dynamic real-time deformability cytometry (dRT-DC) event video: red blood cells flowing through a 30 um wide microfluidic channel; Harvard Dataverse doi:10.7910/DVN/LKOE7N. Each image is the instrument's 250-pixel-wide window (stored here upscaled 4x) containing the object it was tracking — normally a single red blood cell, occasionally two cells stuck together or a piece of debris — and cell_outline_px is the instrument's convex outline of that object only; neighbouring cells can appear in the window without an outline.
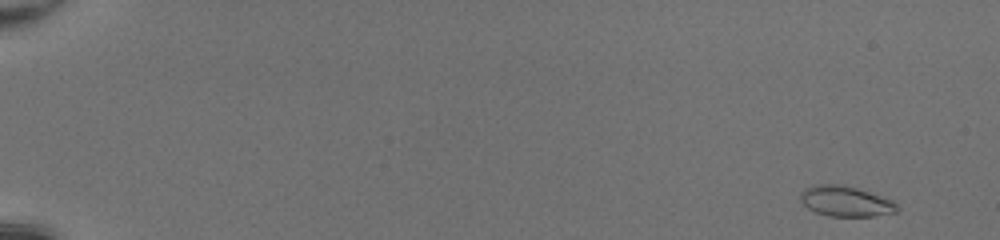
{"species": "common noctule bat (a hibernating species)", "species_latin": "Nyctalus noctula", "temperature_condition": "room temperature", "stored_images_in_passage": 49, "camera_frame_rate_fps": 3000, "um_per_image_px": 0.085, "animal": {"sex": "female", "body_mass_g": 20.0, "forearm_length_mm": 54.0}, "frame": {"image": 1, "passage_image": 1, "time_ms": 0.0, "image_size_px": [1000, 240], "cell_outline_px": [[900, 208], [896, 212], [872, 216], [828, 216], [816, 212], [808, 208], [800, 200], [800, 192], [804, 188], [812, 184], [844, 184], [892, 200]], "centroid_in_image_um": [71.84, 17.1], "position_along_channel_um": 13.2, "area_um2": 17.17}}
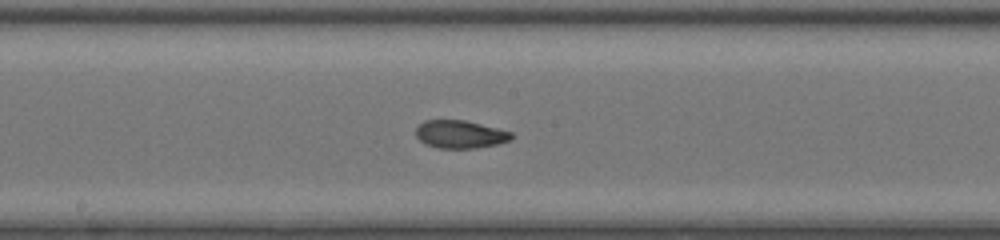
{"frame": {"image": 2, "passage_image": 28, "time_ms": 9.0, "image_size_px": [1000, 240], "cell_outline_px": [[512, 140], [496, 144], [476, 148], [440, 148], [424, 144], [416, 136], [416, 128], [424, 120], [464, 120], [512, 132]], "centroid_in_image_um": [39.09, 11.42], "position_along_channel_um": 209.1, "area_um2": 15.43}}
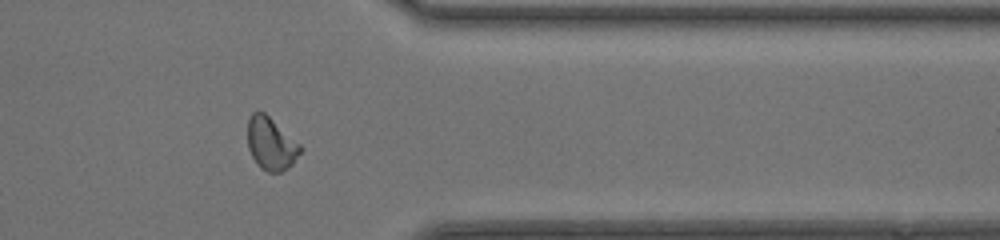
{"frame": {"image": 3, "passage_image": 41, "time_ms": 13.333, "image_size_px": [1000, 240], "cell_outline_px": [[300, 152], [292, 164], [288, 168], [280, 172], [268, 172], [260, 168], [256, 164], [248, 148], [248, 120], [252, 112], [264, 112], [300, 144]], "centroid_in_image_um": [23.01, 12.23], "position_along_channel_um": 388.4, "area_um2": 15.95}, "authors_computed_cell_mechanics": {"area_um2": 16.184, "velocity_mm_per_s": 4.2735, "shape_relaxation_time_tau1_ms": 3.5376, "shape_relaxation_time_tau2_ms": 1.195, "deformation_change_tau1": 0.1526, "deformation_change_tau2": 0.0677}}